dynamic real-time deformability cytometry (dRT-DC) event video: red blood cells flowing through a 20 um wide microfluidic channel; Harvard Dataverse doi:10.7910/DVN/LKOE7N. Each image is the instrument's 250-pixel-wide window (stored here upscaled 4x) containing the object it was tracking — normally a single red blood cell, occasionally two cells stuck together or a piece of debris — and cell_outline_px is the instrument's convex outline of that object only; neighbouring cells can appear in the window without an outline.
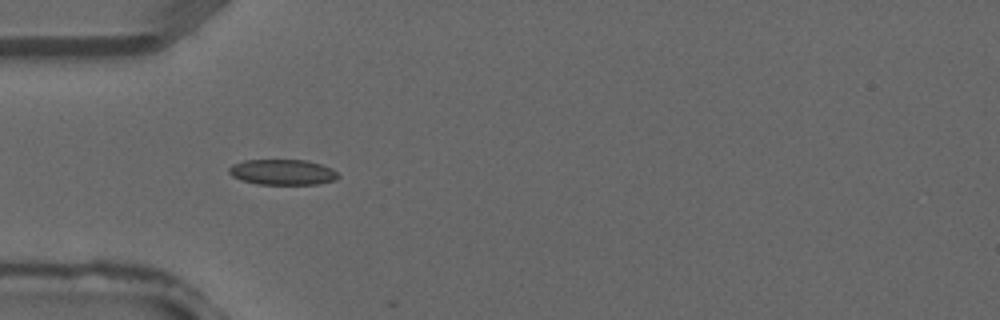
{"species": "common noctule bat (a hibernating species)", "species_latin": "Nyctalus noctula", "temperature_condition": "warm", "stored_images_in_passage": 3, "camera_frame_rate_fps": 3000, "um_per_image_px": 0.085, "animal": {"sex": "male", "forearm_length_mm": 52.5}, "frame": {"image": 1, "passage_image": 2, "time_ms": 0.333, "image_size_px": [1000, 320], "cell_outline_px": [[340, 176], [336, 180], [316, 184], [260, 184], [240, 180], [232, 176], [228, 172], [228, 168], [232, 164], [244, 160], [308, 160], [332, 168]], "centroid_in_image_um": [24.01, 14.63], "position_along_channel_um": 61.0, "area_um2": 16.3}}
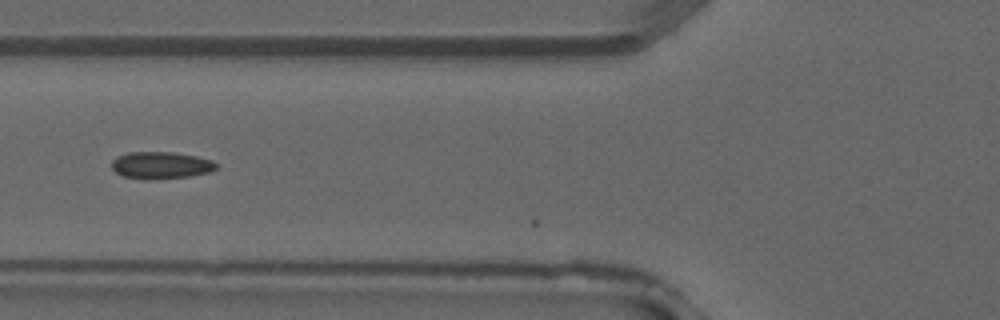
{"frame": {"image": 2, "passage_image": 3, "time_ms": 0.667, "image_size_px": [1000, 320], "cell_outline_px": [[220, 164], [212, 172], [188, 176], [124, 176], [116, 172], [112, 168], [112, 160], [116, 156], [128, 152], [172, 152], [196, 156], [212, 160]], "centroid_in_image_um": [13.74, 13.98], "position_along_channel_um": 112.1, "area_um2": 15.66}}